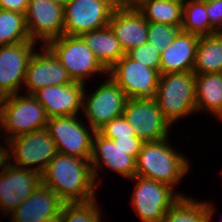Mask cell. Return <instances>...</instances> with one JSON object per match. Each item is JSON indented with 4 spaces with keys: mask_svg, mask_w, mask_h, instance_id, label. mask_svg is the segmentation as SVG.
<instances>
[{
    "mask_svg": "<svg viewBox=\"0 0 222 222\" xmlns=\"http://www.w3.org/2000/svg\"><path fill=\"white\" fill-rule=\"evenodd\" d=\"M108 75L128 99L154 97L160 78L158 70L144 66L127 54L108 70Z\"/></svg>",
    "mask_w": 222,
    "mask_h": 222,
    "instance_id": "obj_10",
    "label": "cell"
},
{
    "mask_svg": "<svg viewBox=\"0 0 222 222\" xmlns=\"http://www.w3.org/2000/svg\"><path fill=\"white\" fill-rule=\"evenodd\" d=\"M97 132L101 136L110 140L136 136L135 129L123 115L112 119L108 123H105L97 130Z\"/></svg>",
    "mask_w": 222,
    "mask_h": 222,
    "instance_id": "obj_31",
    "label": "cell"
},
{
    "mask_svg": "<svg viewBox=\"0 0 222 222\" xmlns=\"http://www.w3.org/2000/svg\"><path fill=\"white\" fill-rule=\"evenodd\" d=\"M199 36L180 31L160 54V74L193 71Z\"/></svg>",
    "mask_w": 222,
    "mask_h": 222,
    "instance_id": "obj_21",
    "label": "cell"
},
{
    "mask_svg": "<svg viewBox=\"0 0 222 222\" xmlns=\"http://www.w3.org/2000/svg\"><path fill=\"white\" fill-rule=\"evenodd\" d=\"M41 49V52H34L28 63L24 82L26 94H33L43 87L74 82L55 55L46 46Z\"/></svg>",
    "mask_w": 222,
    "mask_h": 222,
    "instance_id": "obj_16",
    "label": "cell"
},
{
    "mask_svg": "<svg viewBox=\"0 0 222 222\" xmlns=\"http://www.w3.org/2000/svg\"><path fill=\"white\" fill-rule=\"evenodd\" d=\"M65 202L41 184L10 213L11 222H57Z\"/></svg>",
    "mask_w": 222,
    "mask_h": 222,
    "instance_id": "obj_18",
    "label": "cell"
},
{
    "mask_svg": "<svg viewBox=\"0 0 222 222\" xmlns=\"http://www.w3.org/2000/svg\"><path fill=\"white\" fill-rule=\"evenodd\" d=\"M38 43L28 40L0 46V95L19 93L24 85L27 66ZM23 83V85H22Z\"/></svg>",
    "mask_w": 222,
    "mask_h": 222,
    "instance_id": "obj_14",
    "label": "cell"
},
{
    "mask_svg": "<svg viewBox=\"0 0 222 222\" xmlns=\"http://www.w3.org/2000/svg\"><path fill=\"white\" fill-rule=\"evenodd\" d=\"M59 60L75 82L86 84L96 74L108 71L95 58L94 53L79 35L63 34L45 45Z\"/></svg>",
    "mask_w": 222,
    "mask_h": 222,
    "instance_id": "obj_5",
    "label": "cell"
},
{
    "mask_svg": "<svg viewBox=\"0 0 222 222\" xmlns=\"http://www.w3.org/2000/svg\"><path fill=\"white\" fill-rule=\"evenodd\" d=\"M160 54L161 53L150 45L149 42H146L127 53V55L133 60L158 71L160 66Z\"/></svg>",
    "mask_w": 222,
    "mask_h": 222,
    "instance_id": "obj_32",
    "label": "cell"
},
{
    "mask_svg": "<svg viewBox=\"0 0 222 222\" xmlns=\"http://www.w3.org/2000/svg\"><path fill=\"white\" fill-rule=\"evenodd\" d=\"M105 79L89 96L85 89L83 93L82 115L85 114L88 125L95 131L112 119L122 116L128 100L125 92L109 75Z\"/></svg>",
    "mask_w": 222,
    "mask_h": 222,
    "instance_id": "obj_9",
    "label": "cell"
},
{
    "mask_svg": "<svg viewBox=\"0 0 222 222\" xmlns=\"http://www.w3.org/2000/svg\"><path fill=\"white\" fill-rule=\"evenodd\" d=\"M85 84L72 82L60 86H47L32 95L44 107L48 118L77 115L83 103Z\"/></svg>",
    "mask_w": 222,
    "mask_h": 222,
    "instance_id": "obj_19",
    "label": "cell"
},
{
    "mask_svg": "<svg viewBox=\"0 0 222 222\" xmlns=\"http://www.w3.org/2000/svg\"><path fill=\"white\" fill-rule=\"evenodd\" d=\"M79 117V115L78 117L77 115H70L49 118L46 129L55 142L59 153L90 161L93 137L96 131L92 127L86 126V122H82Z\"/></svg>",
    "mask_w": 222,
    "mask_h": 222,
    "instance_id": "obj_7",
    "label": "cell"
},
{
    "mask_svg": "<svg viewBox=\"0 0 222 222\" xmlns=\"http://www.w3.org/2000/svg\"><path fill=\"white\" fill-rule=\"evenodd\" d=\"M123 116L143 142L169 138L172 125L158 108L154 97L128 99Z\"/></svg>",
    "mask_w": 222,
    "mask_h": 222,
    "instance_id": "obj_12",
    "label": "cell"
},
{
    "mask_svg": "<svg viewBox=\"0 0 222 222\" xmlns=\"http://www.w3.org/2000/svg\"><path fill=\"white\" fill-rule=\"evenodd\" d=\"M48 116L32 94H13L0 100V132L4 142L46 128ZM6 140V141H5Z\"/></svg>",
    "mask_w": 222,
    "mask_h": 222,
    "instance_id": "obj_4",
    "label": "cell"
},
{
    "mask_svg": "<svg viewBox=\"0 0 222 222\" xmlns=\"http://www.w3.org/2000/svg\"><path fill=\"white\" fill-rule=\"evenodd\" d=\"M205 2L221 1V0H203Z\"/></svg>",
    "mask_w": 222,
    "mask_h": 222,
    "instance_id": "obj_41",
    "label": "cell"
},
{
    "mask_svg": "<svg viewBox=\"0 0 222 222\" xmlns=\"http://www.w3.org/2000/svg\"><path fill=\"white\" fill-rule=\"evenodd\" d=\"M6 145V146H5ZM5 145L0 144V169L3 170L9 163V145L8 142Z\"/></svg>",
    "mask_w": 222,
    "mask_h": 222,
    "instance_id": "obj_36",
    "label": "cell"
},
{
    "mask_svg": "<svg viewBox=\"0 0 222 222\" xmlns=\"http://www.w3.org/2000/svg\"><path fill=\"white\" fill-rule=\"evenodd\" d=\"M139 151H125L112 140L101 136L97 131L93 137L91 166L96 179L105 166L124 178H133L136 172V158ZM100 169V170H99ZM99 170V171H98Z\"/></svg>",
    "mask_w": 222,
    "mask_h": 222,
    "instance_id": "obj_17",
    "label": "cell"
},
{
    "mask_svg": "<svg viewBox=\"0 0 222 222\" xmlns=\"http://www.w3.org/2000/svg\"><path fill=\"white\" fill-rule=\"evenodd\" d=\"M192 72L195 75L222 73V32L199 37Z\"/></svg>",
    "mask_w": 222,
    "mask_h": 222,
    "instance_id": "obj_24",
    "label": "cell"
},
{
    "mask_svg": "<svg viewBox=\"0 0 222 222\" xmlns=\"http://www.w3.org/2000/svg\"><path fill=\"white\" fill-rule=\"evenodd\" d=\"M181 31L197 36L217 33L209 23L206 2L203 0H185L183 2V22Z\"/></svg>",
    "mask_w": 222,
    "mask_h": 222,
    "instance_id": "obj_27",
    "label": "cell"
},
{
    "mask_svg": "<svg viewBox=\"0 0 222 222\" xmlns=\"http://www.w3.org/2000/svg\"><path fill=\"white\" fill-rule=\"evenodd\" d=\"M80 37L107 71L125 54L109 26L84 32Z\"/></svg>",
    "mask_w": 222,
    "mask_h": 222,
    "instance_id": "obj_22",
    "label": "cell"
},
{
    "mask_svg": "<svg viewBox=\"0 0 222 222\" xmlns=\"http://www.w3.org/2000/svg\"><path fill=\"white\" fill-rule=\"evenodd\" d=\"M154 99L172 126L184 116L197 113L195 74L192 71L160 74Z\"/></svg>",
    "mask_w": 222,
    "mask_h": 222,
    "instance_id": "obj_3",
    "label": "cell"
},
{
    "mask_svg": "<svg viewBox=\"0 0 222 222\" xmlns=\"http://www.w3.org/2000/svg\"><path fill=\"white\" fill-rule=\"evenodd\" d=\"M116 7L111 0H70L64 6V34L80 36L108 26Z\"/></svg>",
    "mask_w": 222,
    "mask_h": 222,
    "instance_id": "obj_11",
    "label": "cell"
},
{
    "mask_svg": "<svg viewBox=\"0 0 222 222\" xmlns=\"http://www.w3.org/2000/svg\"><path fill=\"white\" fill-rule=\"evenodd\" d=\"M11 164L42 173L58 153L49 131L44 128L8 141ZM36 165V166H35Z\"/></svg>",
    "mask_w": 222,
    "mask_h": 222,
    "instance_id": "obj_8",
    "label": "cell"
},
{
    "mask_svg": "<svg viewBox=\"0 0 222 222\" xmlns=\"http://www.w3.org/2000/svg\"><path fill=\"white\" fill-rule=\"evenodd\" d=\"M111 1L114 2L117 7H120V0H111Z\"/></svg>",
    "mask_w": 222,
    "mask_h": 222,
    "instance_id": "obj_40",
    "label": "cell"
},
{
    "mask_svg": "<svg viewBox=\"0 0 222 222\" xmlns=\"http://www.w3.org/2000/svg\"><path fill=\"white\" fill-rule=\"evenodd\" d=\"M181 28L165 23L148 22V42L160 53L169 46Z\"/></svg>",
    "mask_w": 222,
    "mask_h": 222,
    "instance_id": "obj_30",
    "label": "cell"
},
{
    "mask_svg": "<svg viewBox=\"0 0 222 222\" xmlns=\"http://www.w3.org/2000/svg\"><path fill=\"white\" fill-rule=\"evenodd\" d=\"M1 9L10 10L25 14L29 0H0Z\"/></svg>",
    "mask_w": 222,
    "mask_h": 222,
    "instance_id": "obj_35",
    "label": "cell"
},
{
    "mask_svg": "<svg viewBox=\"0 0 222 222\" xmlns=\"http://www.w3.org/2000/svg\"><path fill=\"white\" fill-rule=\"evenodd\" d=\"M168 138L144 142L136 158L135 175L176 188L190 170V160L177 152ZM181 153V154H180Z\"/></svg>",
    "mask_w": 222,
    "mask_h": 222,
    "instance_id": "obj_2",
    "label": "cell"
},
{
    "mask_svg": "<svg viewBox=\"0 0 222 222\" xmlns=\"http://www.w3.org/2000/svg\"><path fill=\"white\" fill-rule=\"evenodd\" d=\"M52 1L64 7L70 0H52Z\"/></svg>",
    "mask_w": 222,
    "mask_h": 222,
    "instance_id": "obj_39",
    "label": "cell"
},
{
    "mask_svg": "<svg viewBox=\"0 0 222 222\" xmlns=\"http://www.w3.org/2000/svg\"><path fill=\"white\" fill-rule=\"evenodd\" d=\"M42 184L65 203H85L96 199V184L89 160L57 153L41 173ZM98 182V183H97Z\"/></svg>",
    "mask_w": 222,
    "mask_h": 222,
    "instance_id": "obj_1",
    "label": "cell"
},
{
    "mask_svg": "<svg viewBox=\"0 0 222 222\" xmlns=\"http://www.w3.org/2000/svg\"><path fill=\"white\" fill-rule=\"evenodd\" d=\"M146 0H120L121 8H138Z\"/></svg>",
    "mask_w": 222,
    "mask_h": 222,
    "instance_id": "obj_37",
    "label": "cell"
},
{
    "mask_svg": "<svg viewBox=\"0 0 222 222\" xmlns=\"http://www.w3.org/2000/svg\"><path fill=\"white\" fill-rule=\"evenodd\" d=\"M41 184L40 173L14 166L9 162L0 170V210L3 215L13 212Z\"/></svg>",
    "mask_w": 222,
    "mask_h": 222,
    "instance_id": "obj_15",
    "label": "cell"
},
{
    "mask_svg": "<svg viewBox=\"0 0 222 222\" xmlns=\"http://www.w3.org/2000/svg\"><path fill=\"white\" fill-rule=\"evenodd\" d=\"M208 206H209V217H210V221L209 222H211V219H212V217L214 216V212H215V207H214V205H213V203H211L210 201H208Z\"/></svg>",
    "mask_w": 222,
    "mask_h": 222,
    "instance_id": "obj_38",
    "label": "cell"
},
{
    "mask_svg": "<svg viewBox=\"0 0 222 222\" xmlns=\"http://www.w3.org/2000/svg\"><path fill=\"white\" fill-rule=\"evenodd\" d=\"M208 201L182 196L166 213L160 222H209Z\"/></svg>",
    "mask_w": 222,
    "mask_h": 222,
    "instance_id": "obj_26",
    "label": "cell"
},
{
    "mask_svg": "<svg viewBox=\"0 0 222 222\" xmlns=\"http://www.w3.org/2000/svg\"><path fill=\"white\" fill-rule=\"evenodd\" d=\"M147 22L182 27L183 2L177 0H146L137 8Z\"/></svg>",
    "mask_w": 222,
    "mask_h": 222,
    "instance_id": "obj_25",
    "label": "cell"
},
{
    "mask_svg": "<svg viewBox=\"0 0 222 222\" xmlns=\"http://www.w3.org/2000/svg\"><path fill=\"white\" fill-rule=\"evenodd\" d=\"M97 201L65 203L57 222H102Z\"/></svg>",
    "mask_w": 222,
    "mask_h": 222,
    "instance_id": "obj_29",
    "label": "cell"
},
{
    "mask_svg": "<svg viewBox=\"0 0 222 222\" xmlns=\"http://www.w3.org/2000/svg\"><path fill=\"white\" fill-rule=\"evenodd\" d=\"M114 144L125 151H140L143 141L138 137H124L112 140Z\"/></svg>",
    "mask_w": 222,
    "mask_h": 222,
    "instance_id": "obj_34",
    "label": "cell"
},
{
    "mask_svg": "<svg viewBox=\"0 0 222 222\" xmlns=\"http://www.w3.org/2000/svg\"><path fill=\"white\" fill-rule=\"evenodd\" d=\"M31 40L27 31L25 14L0 9V46Z\"/></svg>",
    "mask_w": 222,
    "mask_h": 222,
    "instance_id": "obj_28",
    "label": "cell"
},
{
    "mask_svg": "<svg viewBox=\"0 0 222 222\" xmlns=\"http://www.w3.org/2000/svg\"><path fill=\"white\" fill-rule=\"evenodd\" d=\"M206 11L210 26L216 32H222V0L206 2Z\"/></svg>",
    "mask_w": 222,
    "mask_h": 222,
    "instance_id": "obj_33",
    "label": "cell"
},
{
    "mask_svg": "<svg viewBox=\"0 0 222 222\" xmlns=\"http://www.w3.org/2000/svg\"><path fill=\"white\" fill-rule=\"evenodd\" d=\"M108 26L125 54L148 42V22L137 8L116 7Z\"/></svg>",
    "mask_w": 222,
    "mask_h": 222,
    "instance_id": "obj_20",
    "label": "cell"
},
{
    "mask_svg": "<svg viewBox=\"0 0 222 222\" xmlns=\"http://www.w3.org/2000/svg\"><path fill=\"white\" fill-rule=\"evenodd\" d=\"M25 22L30 39L45 46L64 34V7L52 0H29Z\"/></svg>",
    "mask_w": 222,
    "mask_h": 222,
    "instance_id": "obj_13",
    "label": "cell"
},
{
    "mask_svg": "<svg viewBox=\"0 0 222 222\" xmlns=\"http://www.w3.org/2000/svg\"><path fill=\"white\" fill-rule=\"evenodd\" d=\"M132 207L143 222H160L168 210L185 194L174 187L153 179L135 175Z\"/></svg>",
    "mask_w": 222,
    "mask_h": 222,
    "instance_id": "obj_6",
    "label": "cell"
},
{
    "mask_svg": "<svg viewBox=\"0 0 222 222\" xmlns=\"http://www.w3.org/2000/svg\"><path fill=\"white\" fill-rule=\"evenodd\" d=\"M195 92L197 112L222 120V73L195 75Z\"/></svg>",
    "mask_w": 222,
    "mask_h": 222,
    "instance_id": "obj_23",
    "label": "cell"
}]
</instances>
